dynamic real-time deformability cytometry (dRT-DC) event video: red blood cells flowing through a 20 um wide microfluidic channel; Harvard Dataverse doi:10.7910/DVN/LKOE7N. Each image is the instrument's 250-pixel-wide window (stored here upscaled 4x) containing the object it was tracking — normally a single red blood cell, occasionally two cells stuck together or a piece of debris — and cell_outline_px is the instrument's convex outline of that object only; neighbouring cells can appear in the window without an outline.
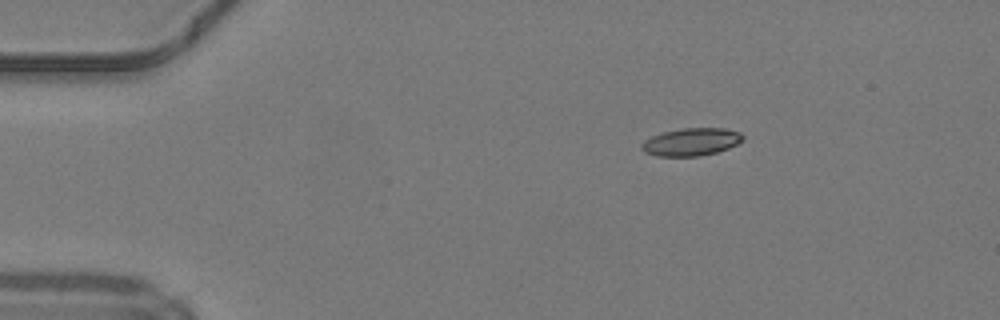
{"species": "common noctule bat (a hibernating species)", "species_latin": "Nyctalus noctula", "temperature_condition": "warm", "stored_images_in_passage": 42, "camera_frame_rate_fps": 3000, "um_per_image_px": 0.085, "animal": {"sex": "male", "body_mass_g": 19.2, "forearm_length_mm": 51.8}, "frame": {"image": 1, "passage_image": 1, "time_ms": 0.0, "image_size_px": [1000, 320], "cell_outline_px": [[744, 140], [728, 148], [716, 152], [700, 156], [656, 156], [644, 152], [640, 148], [640, 144], [644, 140], [652, 136], [664, 132], [684, 128], [724, 128], [740, 132], [744, 136]], "centroid_in_image_um": [58.74, 12.06], "position_along_channel_um": 26.3, "area_um2": 16.36}}
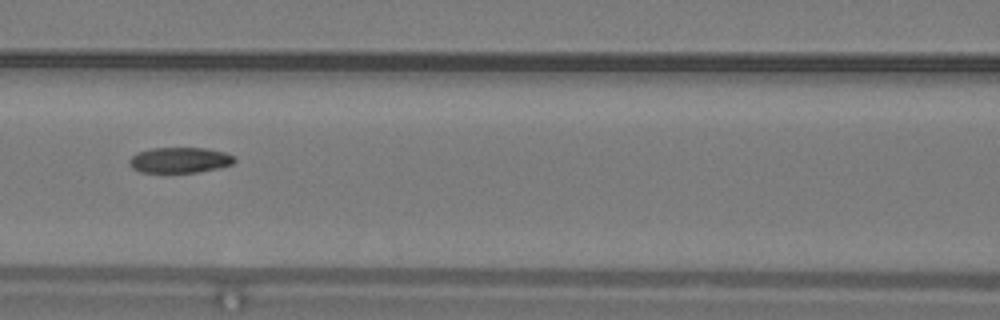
{"frame": {"image": 2, "passage_image": 15, "time_ms": 4.667, "image_size_px": [1000, 320], "cell_outline_px": [[236, 160], [232, 164], [216, 168], [196, 172], [140, 172], [132, 168], [128, 164], [128, 160], [136, 152], [152, 148], [208, 148], [224, 152], [236, 156]], "centroid_in_image_um": [15.26, 13.6], "position_along_channel_um": 151.3, "area_um2": 15.72}}
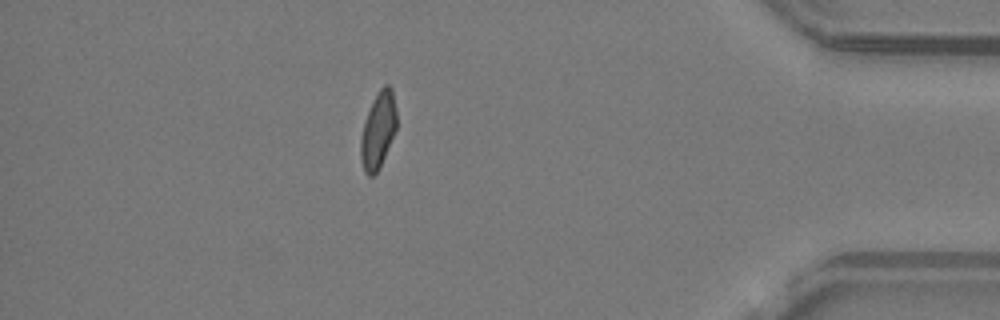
{"frame": {"image": 3, "passage_image": 36, "time_ms": 11.667, "image_size_px": [1000, 320], "cell_outline_px": [[396, 128], [380, 168], [372, 176], [368, 176], [364, 172], [360, 160], [360, 140], [364, 124], [368, 112], [380, 88], [384, 84], [388, 84], [392, 88], [396, 108]], "centroid_in_image_um": [32.14, 11.1], "position_along_channel_um": 403.1, "area_um2": 15.84}, "authors_computed_cell_mechanics": {"area_um2": 16.3574, "velocity_mm_per_s": 4.2252, "shape_relaxation_time_tau1_ms": null, "shape_relaxation_time_tau2_ms": 4.6929, "deformation_change_tau1": null, "deformation_change_tau2": 0.1154}}